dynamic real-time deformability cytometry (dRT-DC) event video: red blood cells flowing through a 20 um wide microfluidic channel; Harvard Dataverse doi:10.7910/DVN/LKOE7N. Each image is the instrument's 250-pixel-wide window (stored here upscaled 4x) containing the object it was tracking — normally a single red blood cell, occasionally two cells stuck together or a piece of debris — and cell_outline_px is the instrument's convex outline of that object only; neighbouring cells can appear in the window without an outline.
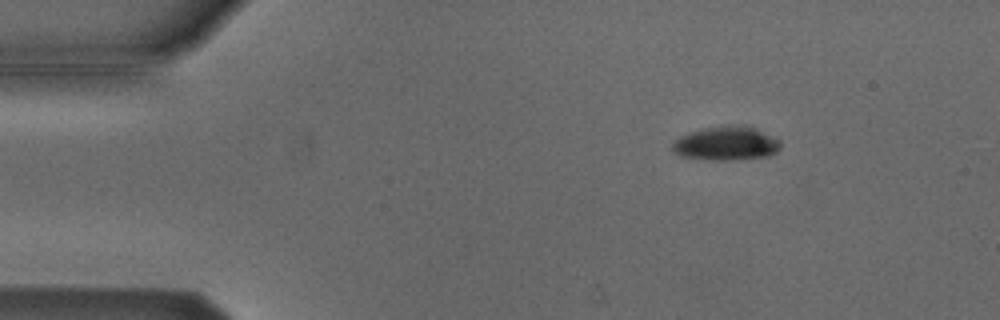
{"species": "Egyptian fruit bat (a non-hibernating species)", "species_latin": "Rousettus aegyptiacus", "temperature_condition": "cold", "stored_images_in_passage": 4, "camera_frame_rate_fps": 3000, "um_per_image_px": 0.085, "animal": {"sex": "male"}, "frame": {"image": 1, "passage_image": 1, "time_ms": 0.0, "image_size_px": [1000, 320], "cell_outline_px": [[780, 148], [776, 152], [768, 156], [736, 160], [708, 160], [680, 156], [672, 152], [672, 140], [688, 132], [708, 128], [740, 124], [752, 128], [780, 140]], "centroid_in_image_um": [61.67, 12.22], "position_along_channel_um": 23.3, "area_um2": 21.33}}